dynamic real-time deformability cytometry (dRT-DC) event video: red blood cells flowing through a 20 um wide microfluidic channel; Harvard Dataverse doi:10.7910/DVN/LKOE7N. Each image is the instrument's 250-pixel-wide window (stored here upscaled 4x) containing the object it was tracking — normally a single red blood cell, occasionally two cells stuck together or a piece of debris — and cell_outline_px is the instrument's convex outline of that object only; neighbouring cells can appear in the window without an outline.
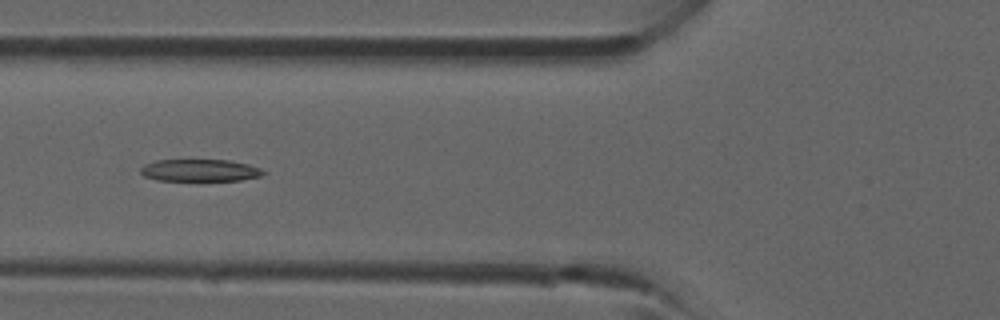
{"species": "common noctule bat (a hibernating species)", "species_latin": "Nyctalus noctula", "temperature_condition": "room temperature", "stored_images_in_passage": 39, "camera_frame_rate_fps": 3000, "um_per_image_px": 0.085, "animal": {"sex": "male", "forearm_length_mm": 52.5}, "frame": {"image": 1, "passage_image": 14, "time_ms": 4.333, "image_size_px": [1000, 320], "cell_outline_px": [[264, 176], [240, 180], [156, 180], [144, 176], [140, 172], [140, 168], [144, 164], [156, 160], [228, 160], [248, 164], [260, 168], [264, 172]], "centroid_in_image_um": [16.98, 14.47], "position_along_channel_um": 108.8, "area_um2": 15.78}}
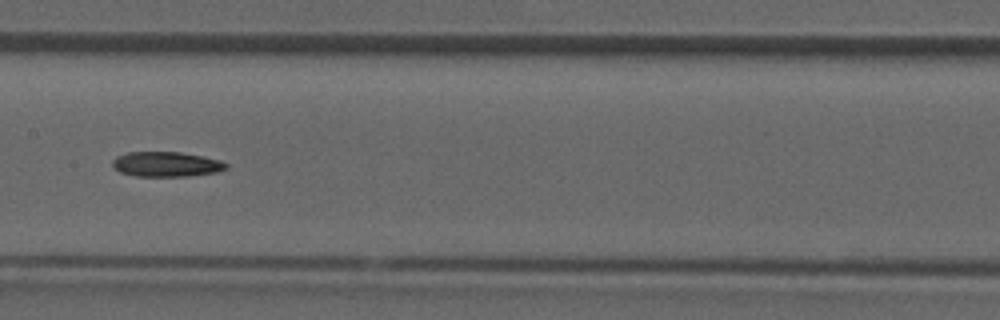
{"frame": {"image": 2, "passage_image": 19, "time_ms": 6.0, "image_size_px": [1000, 320], "cell_outline_px": [[228, 168], [216, 172], [188, 176], [136, 176], [120, 172], [112, 168], [112, 160], [116, 156], [128, 152], [180, 152], [204, 156], [220, 160], [228, 164]], "centroid_in_image_um": [14.12, 13.95], "position_along_channel_um": 193.3, "area_um2": 16.65}}
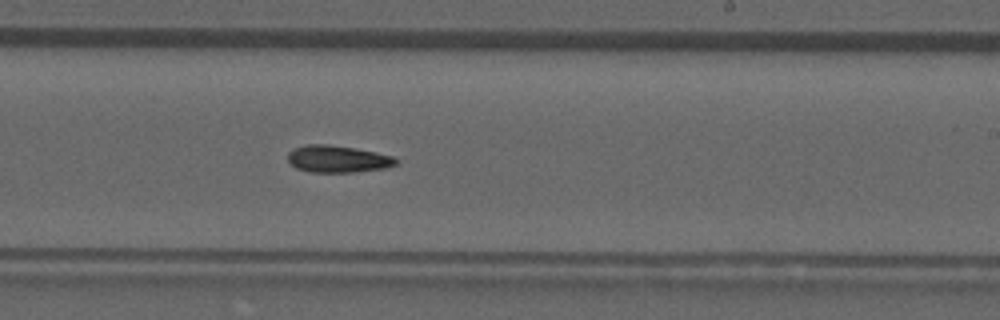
{"frame": {"image": 3, "passage_image": 23, "time_ms": 7.333, "image_size_px": [1000, 320], "cell_outline_px": [[400, 160], [396, 164], [388, 168], [356, 172], [312, 172], [296, 168], [288, 160], [288, 152], [292, 148], [308, 144], [328, 144], [376, 152], [392, 156]], "centroid_in_image_um": [28.72, 13.51], "position_along_channel_um": 260.3, "area_um2": 17.11}}